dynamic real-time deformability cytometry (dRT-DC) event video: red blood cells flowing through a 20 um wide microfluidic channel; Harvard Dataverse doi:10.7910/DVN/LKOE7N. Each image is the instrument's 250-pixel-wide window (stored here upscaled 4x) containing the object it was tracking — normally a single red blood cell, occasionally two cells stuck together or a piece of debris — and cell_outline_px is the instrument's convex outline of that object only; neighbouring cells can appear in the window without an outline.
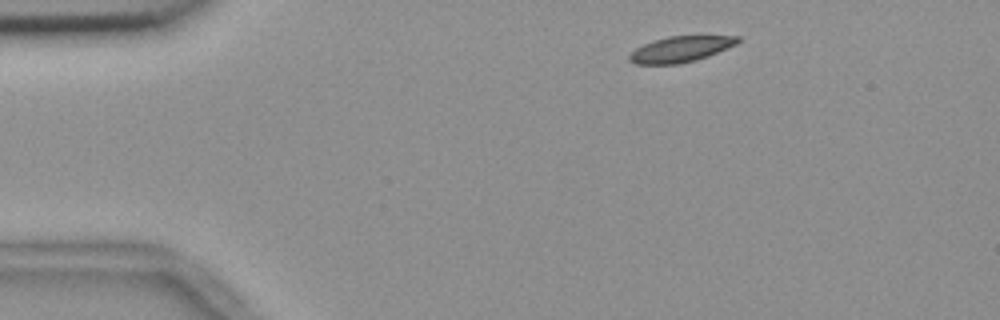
{"species": "common noctule bat (a hibernating species)", "species_latin": "Nyctalus noctula", "temperature_condition": "room temperature", "stored_images_in_passage": 2, "segment_of_instrument_passage": [2, 2], "camera_frame_rate_fps": 3000, "um_per_image_px": 0.085, "animal": {"sex": "female", "body_mass_g": 18.4}, "frame": {"image": 1, "passage_image": 2, "time_ms": 0.333, "image_size_px": [1000, 320], "cell_outline_px": [[740, 40], [736, 44], [728, 48], [708, 56], [696, 60], [680, 64], [636, 64], [628, 60], [628, 56], [636, 48], [652, 40], [668, 36], [740, 36]], "centroid_in_image_um": [57.84, 4.18], "position_along_channel_um": 27.2, "area_um2": 16.3}}